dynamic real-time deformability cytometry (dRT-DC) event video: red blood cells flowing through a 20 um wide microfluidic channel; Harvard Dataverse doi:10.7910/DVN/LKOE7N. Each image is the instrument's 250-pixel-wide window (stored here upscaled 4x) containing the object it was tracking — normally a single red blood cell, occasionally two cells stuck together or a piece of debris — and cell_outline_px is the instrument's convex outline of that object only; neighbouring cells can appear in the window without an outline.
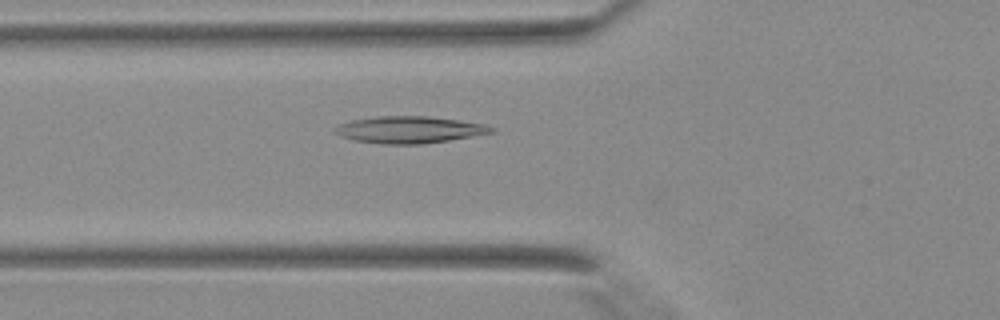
{"species": "Egyptian fruit bat (a non-hibernating species)", "species_latin": "Rousettus aegyptiacus", "temperature_condition": "warm", "stored_images_in_passage": 38, "camera_frame_rate_fps": 3000, "um_per_image_px": 0.085, "animal": {"sex": "female"}, "frame": {"image": 1, "passage_image": 12, "time_ms": 3.667, "image_size_px": [1000, 320], "cell_outline_px": [[496, 132], [448, 140], [420, 144], [384, 144], [352, 140], [340, 136], [332, 128], [340, 124], [352, 120], [376, 116], [428, 116], [484, 124], [496, 128]], "centroid_in_image_um": [34.78, 11.02], "position_along_channel_um": 91.0, "area_um2": 24.39}}
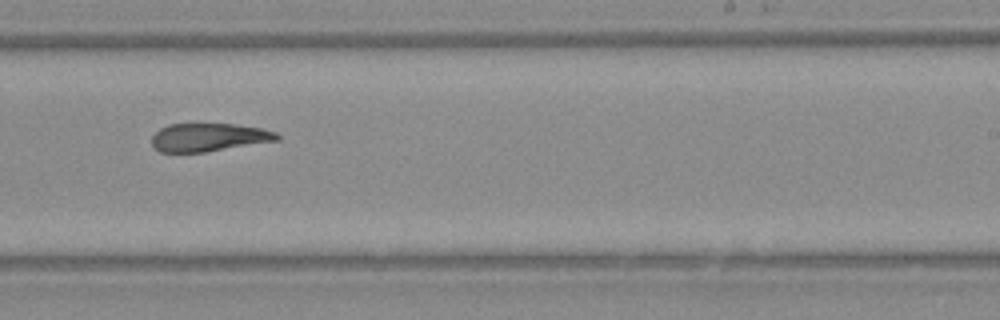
{"frame": {"image": 2, "passage_image": 23, "time_ms": 7.333, "image_size_px": [1000, 320], "cell_outline_px": [[280, 140], [204, 152], [160, 152], [152, 144], [152, 136], [160, 128], [168, 124], [236, 124], [264, 128], [276, 132], [280, 136]], "centroid_in_image_um": [17.78, 11.66], "position_along_channel_um": 271.2, "area_um2": 20.58}}
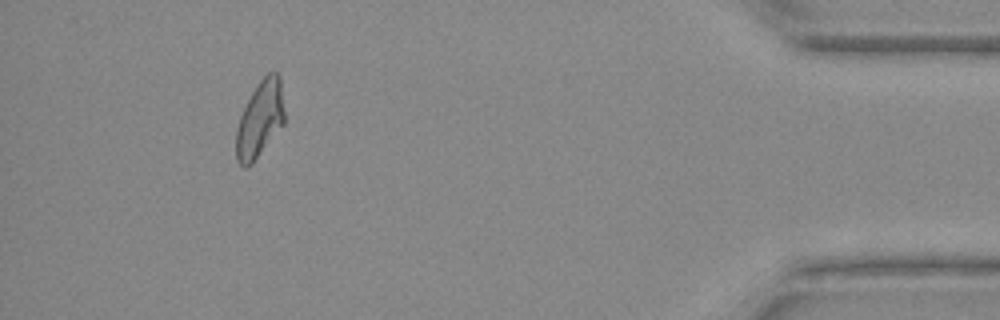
{"frame": {"image": 3, "passage_image": 35, "time_ms": 11.333, "image_size_px": [1000, 320], "cell_outline_px": [[284, 124], [252, 164], [248, 168], [244, 168], [236, 160], [236, 128], [240, 116], [256, 84], [272, 68], [280, 76], [284, 112]], "centroid_in_image_um": [22.09, 10.13], "position_along_channel_um": 413.1, "area_um2": 21.68}}